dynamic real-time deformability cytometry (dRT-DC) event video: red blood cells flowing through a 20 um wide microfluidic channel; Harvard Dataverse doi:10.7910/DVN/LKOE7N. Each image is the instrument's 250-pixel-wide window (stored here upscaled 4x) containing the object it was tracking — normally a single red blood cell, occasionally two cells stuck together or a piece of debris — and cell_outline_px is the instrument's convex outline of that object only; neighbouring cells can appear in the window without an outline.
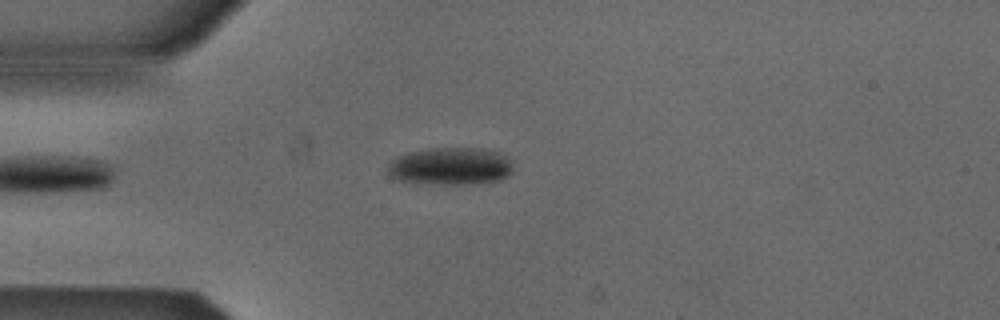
{"species": "Egyptian fruit bat (a non-hibernating species)", "species_latin": "Rousettus aegyptiacus", "temperature_condition": "cold", "stored_images_in_passage": 40, "camera_frame_rate_fps": 3000, "um_per_image_px": 0.085, "animal": {"sex": "male"}, "frame": {"image": 1, "passage_image": 1, "time_ms": 0.0, "image_size_px": [1000, 320], "cell_outline_px": [[512, 172], [508, 176], [500, 180], [468, 184], [428, 184], [400, 180], [388, 176], [388, 164], [396, 156], [408, 152], [428, 148], [484, 148], [500, 152], [512, 160]], "centroid_in_image_um": [38.3, 14.12], "position_along_channel_um": 46.7, "area_um2": 27.8}}
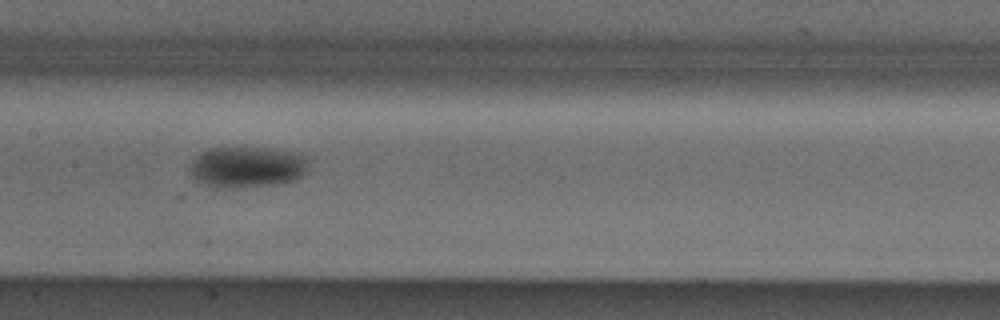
{"frame": {"image": 2, "passage_image": 13, "time_ms": 4.0, "image_size_px": [1000, 320], "cell_outline_px": [[308, 156], [304, 172], [300, 176], [292, 180], [276, 184], [224, 188], [216, 188], [200, 184], [192, 176], [192, 160], [200, 152], [212, 148], [276, 148], [300, 152]], "centroid_in_image_um": [21.0, 14.18], "position_along_channel_um": 186.4, "area_um2": 28.38}}
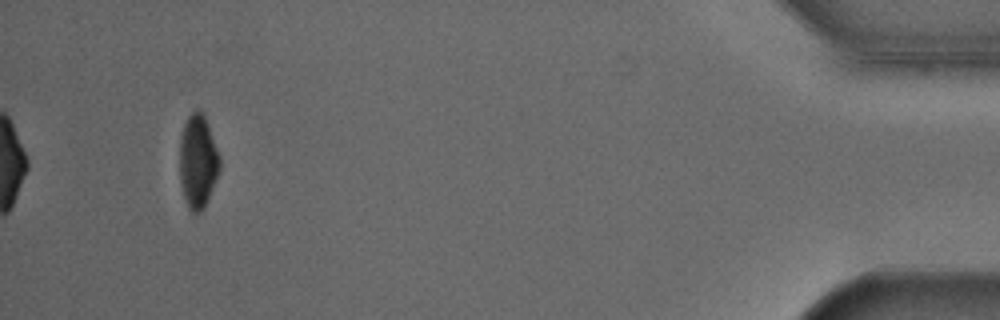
{"frame": {"image": 3, "passage_image": 37, "time_ms": 12.0, "image_size_px": [1000, 320], "cell_outline_px": [[220, 168], [204, 208], [196, 216], [188, 208], [180, 184], [180, 136], [184, 124], [188, 116], [196, 108], [200, 108], [204, 116], [220, 156]], "centroid_in_image_um": [16.8, 13.72], "position_along_channel_um": 418.4, "area_um2": 21.79}, "authors_computed_cell_mechanics": {"area_um2": 27.2527, "velocity_mm_per_s": 3.8739, "shape_relaxation_time_tau1_ms": 4.3697, "shape_relaxation_time_tau2_ms": null, "deformation_change_tau1": 0.1222, "deformation_change_tau2": null}}